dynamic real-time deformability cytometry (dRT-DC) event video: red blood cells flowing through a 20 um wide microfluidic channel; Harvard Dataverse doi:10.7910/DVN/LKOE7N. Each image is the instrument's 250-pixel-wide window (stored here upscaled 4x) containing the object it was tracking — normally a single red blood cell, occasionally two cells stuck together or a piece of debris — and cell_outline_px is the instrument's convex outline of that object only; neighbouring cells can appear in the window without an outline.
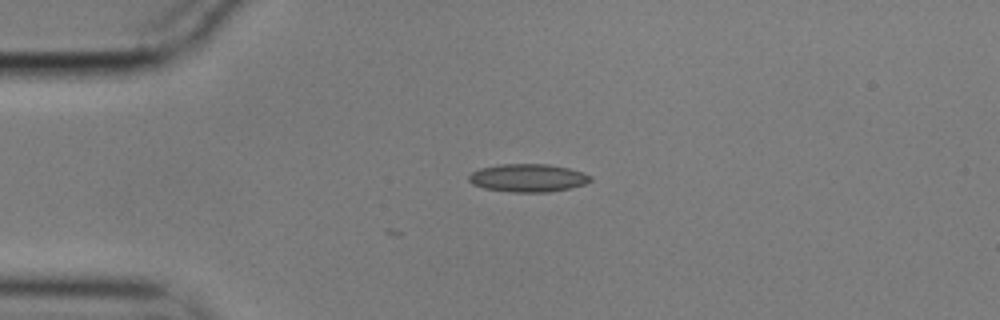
{"species": "common noctule bat (a hibernating species)", "species_latin": "Nyctalus noctula", "temperature_condition": "cold", "stored_images_in_passage": 3, "camera_frame_rate_fps": 3000, "um_per_image_px": 0.085, "animal": {"sex": "male", "body_mass_g": 17.9}, "frame": {"image": 1, "passage_image": 1, "time_ms": 0.0, "image_size_px": [1000, 320], "cell_outline_px": [[592, 180], [584, 184], [568, 188], [548, 192], [512, 192], [484, 188], [472, 184], [468, 180], [468, 176], [472, 172], [480, 168], [500, 164], [548, 164], [568, 168], [584, 172], [592, 176]], "centroid_in_image_um": [44.87, 15.12], "position_along_channel_um": 40.1, "area_um2": 19.83}}